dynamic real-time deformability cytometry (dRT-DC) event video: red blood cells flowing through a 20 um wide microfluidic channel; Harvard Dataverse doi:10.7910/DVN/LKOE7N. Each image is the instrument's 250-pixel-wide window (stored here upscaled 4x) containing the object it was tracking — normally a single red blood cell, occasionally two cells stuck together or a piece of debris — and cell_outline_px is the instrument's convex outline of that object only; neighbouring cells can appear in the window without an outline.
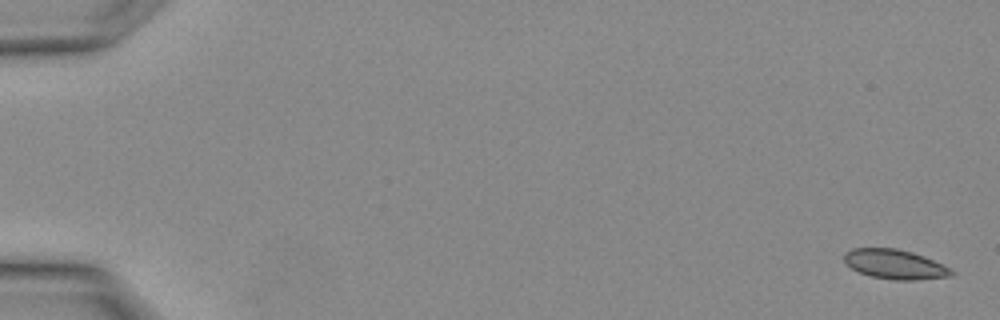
{"species": "Egyptian fruit bat (a non-hibernating species)", "species_latin": "Rousettus aegyptiacus", "temperature_condition": "warm", "stored_images_in_passage": 2, "segment_of_instrument_passage": [2, 2], "camera_frame_rate_fps": 3000, "um_per_image_px": 0.085, "animal": {"sex": "female"}, "frame": {"image": 1, "passage_image": 2, "time_ms": 0.333, "image_size_px": [1000, 320], "cell_outline_px": [[956, 272], [952, 276], [916, 280], [896, 280], [872, 276], [860, 272], [844, 264], [844, 252], [852, 248], [896, 248], [912, 252], [924, 256], [952, 268]], "centroid_in_image_um": [76.09, 22.46], "position_along_channel_um": 8.9, "area_um2": 18.61}}